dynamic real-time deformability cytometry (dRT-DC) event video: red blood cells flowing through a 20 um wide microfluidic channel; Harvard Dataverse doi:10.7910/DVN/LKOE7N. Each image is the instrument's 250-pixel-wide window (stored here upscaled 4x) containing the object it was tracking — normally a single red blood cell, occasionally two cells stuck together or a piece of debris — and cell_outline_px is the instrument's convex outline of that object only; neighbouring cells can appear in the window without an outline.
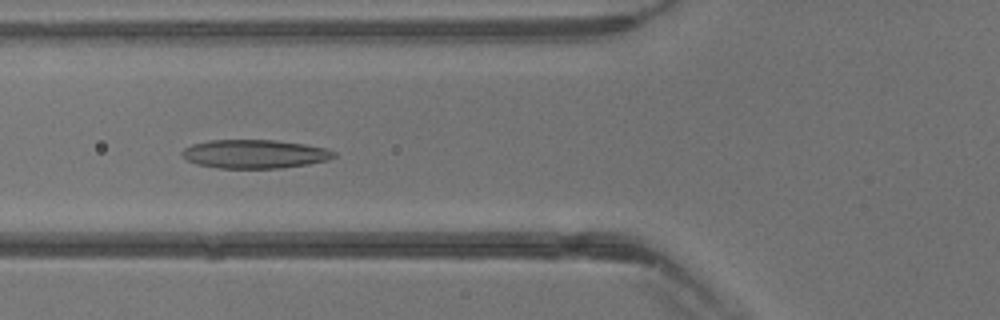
{"species": "common noctule bat (a hibernating species)", "species_latin": "Nyctalus noctula", "temperature_condition": "warm", "stored_images_in_passage": 38, "camera_frame_rate_fps": 3000, "um_per_image_px": 0.085, "animal": {"sex": "male", "body_mass_g": 13.3}, "frame": {"image": 1, "passage_image": 14, "time_ms": 4.333, "image_size_px": [1000, 320], "cell_outline_px": [[336, 156], [328, 160], [308, 164], [280, 168], [216, 168], [196, 164], [188, 160], [180, 152], [184, 148], [192, 144], [208, 140], [276, 140], [304, 144], [328, 148], [336, 152]], "centroid_in_image_um": [21.66, 13.08], "position_along_channel_um": 104.1, "area_um2": 25.49}}
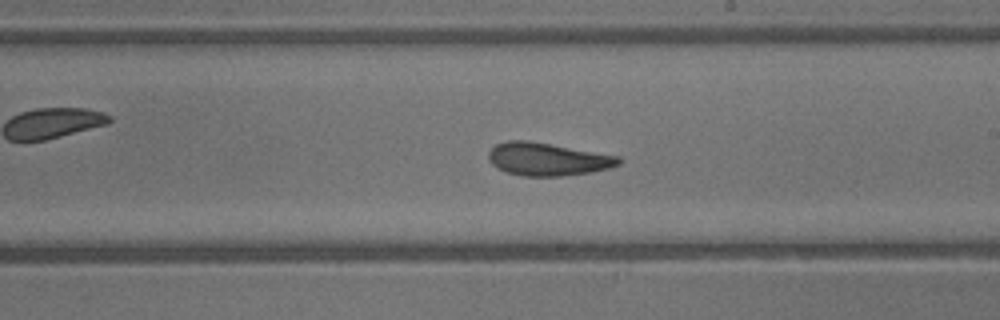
{"frame": {"image": 2, "passage_image": 22, "time_ms": 7.0, "image_size_px": [1000, 320], "cell_outline_px": [[624, 160], [620, 164], [608, 168], [592, 172], [560, 176], [520, 176], [496, 168], [488, 160], [488, 152], [496, 144], [508, 140], [528, 140], [620, 156]], "centroid_in_image_um": [46.54, 13.53], "position_along_channel_um": 242.5, "area_um2": 25.09}}
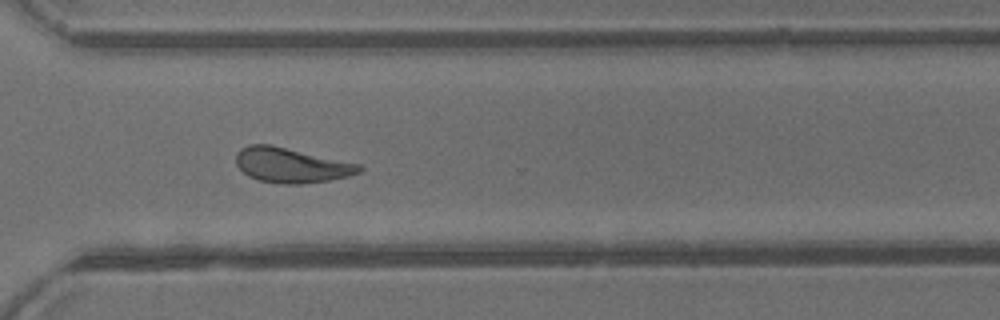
{"frame": {"image": 3, "passage_image": 28, "time_ms": 9.0, "image_size_px": [1000, 320], "cell_outline_px": [[364, 168], [360, 172], [348, 176], [332, 180], [300, 184], [280, 184], [260, 180], [248, 176], [236, 164], [236, 156], [240, 148], [248, 144], [272, 144], [360, 164]], "centroid_in_image_um": [24.76, 14.04], "position_along_channel_um": 345.8, "area_um2": 25.2}}